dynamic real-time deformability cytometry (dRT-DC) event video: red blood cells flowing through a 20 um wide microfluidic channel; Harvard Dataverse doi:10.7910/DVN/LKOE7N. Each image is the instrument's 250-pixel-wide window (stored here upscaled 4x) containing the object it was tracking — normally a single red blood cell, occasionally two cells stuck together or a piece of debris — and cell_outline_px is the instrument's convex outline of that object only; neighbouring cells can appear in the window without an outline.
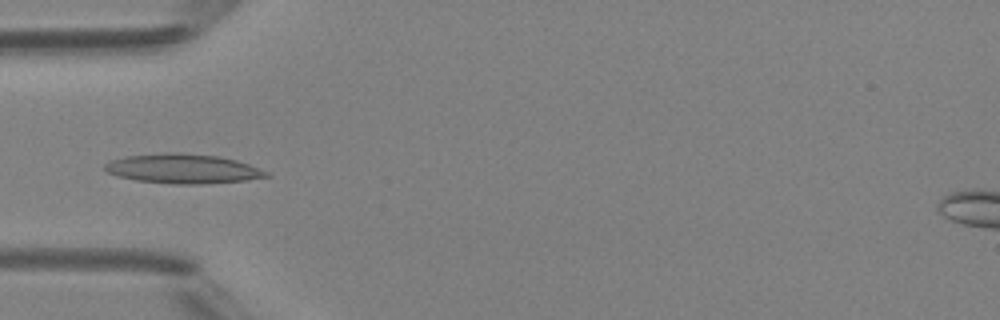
{"species": "Egyptian fruit bat (a non-hibernating species)", "species_latin": "Rousettus aegyptiacus", "temperature_condition": "room temperature", "stored_images_in_passage": 7, "camera_frame_rate_fps": 3000, "um_per_image_px": 0.085, "animal": {"sex": "female"}, "frame": {"image": 1, "passage_image": 5, "time_ms": 4.667, "image_size_px": [1000, 320], "cell_outline_px": [[272, 176], [248, 180], [200, 184], [176, 184], [136, 180], [116, 176], [108, 172], [104, 168], [104, 164], [112, 160], [124, 156], [164, 152], [180, 152], [216, 156], [236, 160], [248, 164], [268, 172]], "centroid_in_image_um": [15.54, 14.33], "position_along_channel_um": 69.5, "area_um2": 27.8}}
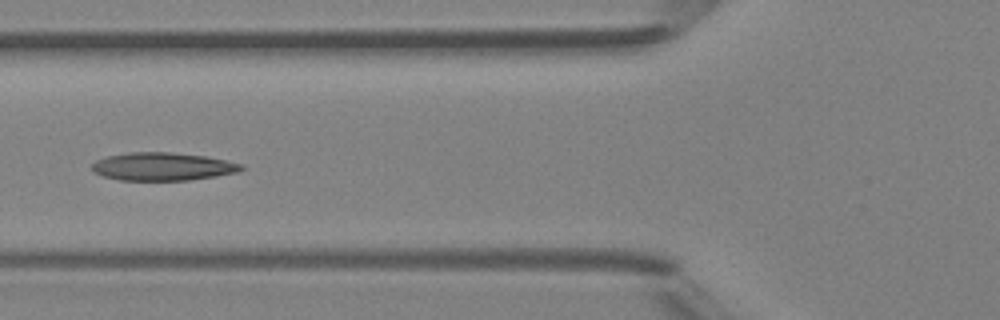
{"frame": {"image": 2, "passage_image": 6, "time_ms": 5.667, "image_size_px": [1000, 320], "cell_outline_px": [[244, 168], [240, 172], [216, 176], [188, 180], [120, 180], [104, 176], [92, 172], [92, 164], [96, 160], [108, 156], [128, 152], [172, 152], [204, 156], [244, 164]], "centroid_in_image_um": [13.83, 14.15], "position_along_channel_um": 112.0, "area_um2": 24.39}}
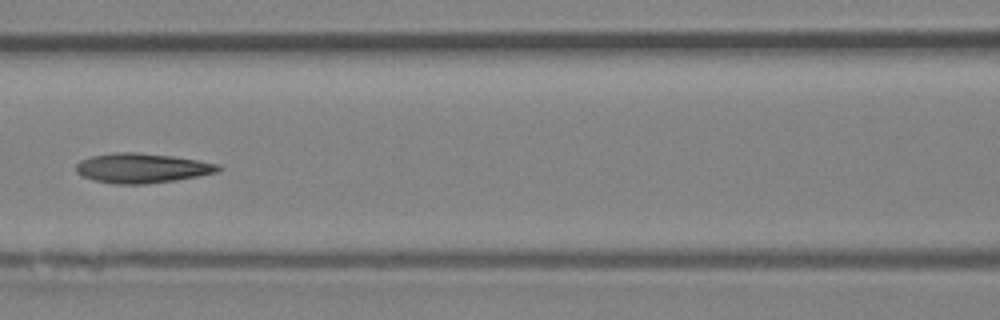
{"frame": {"image": 3, "passage_image": 7, "time_ms": 6.667, "image_size_px": [1000, 320], "cell_outline_px": [[220, 168], [216, 172], [200, 176], [176, 180], [144, 184], [112, 184], [92, 180], [80, 176], [76, 172], [76, 164], [80, 160], [92, 156], [112, 152], [140, 152], [172, 156], [220, 164]], "centroid_in_image_um": [12.01, 14.29], "position_along_channel_um": 154.6, "area_um2": 24.8}}